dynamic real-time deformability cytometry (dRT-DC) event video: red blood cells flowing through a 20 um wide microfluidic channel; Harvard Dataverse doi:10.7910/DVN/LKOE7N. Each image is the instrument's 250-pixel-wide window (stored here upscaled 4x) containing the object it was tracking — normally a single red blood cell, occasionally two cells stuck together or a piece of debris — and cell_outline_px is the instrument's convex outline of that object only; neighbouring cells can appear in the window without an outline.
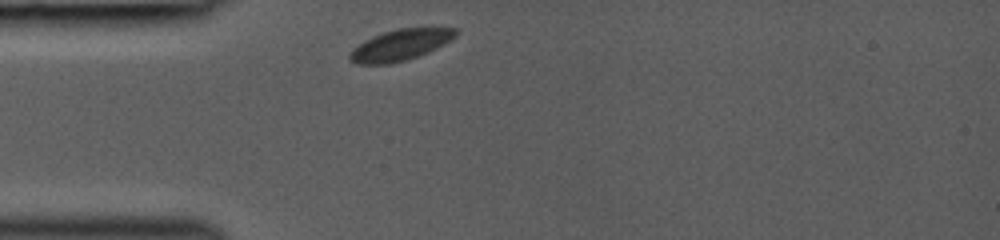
{"species": "common noctule bat (a hibernating species)", "species_latin": "Nyctalus noctula", "temperature_condition": "room temperature", "stored_images_in_passage": 28, "camera_frame_rate_fps": 3000, "um_per_image_px": 0.085, "animal": {"sex": "female", "body_mass_g": 19.0, "forearm_length_mm": 53.3}, "frame": {"image": 1, "passage_image": 1, "time_ms": 0.0, "image_size_px": [1000, 240], "cell_outline_px": [[456, 36], [444, 44], [428, 52], [392, 64], [356, 64], [348, 60], [348, 56], [364, 40], [372, 36], [384, 32], [400, 28], [456, 28]], "centroid_in_image_um": [34.01, 3.83], "position_along_channel_um": 51.0, "area_um2": 18.84}}
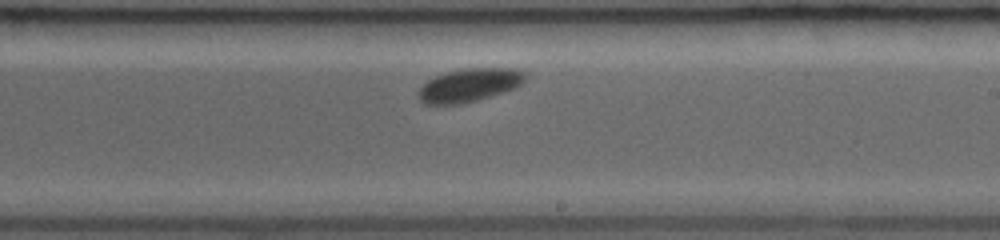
{"frame": {"image": 2, "passage_image": 16, "time_ms": 5.0, "image_size_px": [1000, 240], "cell_outline_px": [[524, 80], [516, 88], [504, 92], [464, 104], [424, 104], [416, 96], [416, 92], [428, 80], [436, 76], [448, 72], [464, 68], [516, 68], [524, 72]], "centroid_in_image_um": [39.87, 7.25], "position_along_channel_um": 249.1, "area_um2": 20.75}}
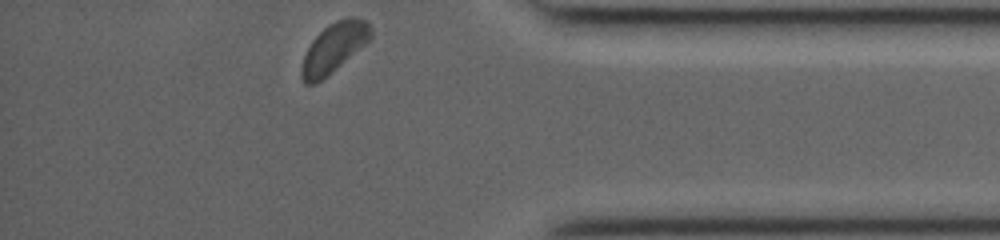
{"frame": {"image": 3, "passage_image": 28, "time_ms": 9.0, "image_size_px": [1000, 240], "cell_outline_px": [[372, 36], [364, 44], [328, 76], [316, 84], [304, 84], [300, 76], [300, 72], [304, 56], [312, 40], [328, 24], [336, 20], [348, 16], [352, 16], [368, 20], [372, 28]], "centroid_in_image_um": [28.38, 4.05], "position_along_channel_um": 406.8, "area_um2": 20.06}}